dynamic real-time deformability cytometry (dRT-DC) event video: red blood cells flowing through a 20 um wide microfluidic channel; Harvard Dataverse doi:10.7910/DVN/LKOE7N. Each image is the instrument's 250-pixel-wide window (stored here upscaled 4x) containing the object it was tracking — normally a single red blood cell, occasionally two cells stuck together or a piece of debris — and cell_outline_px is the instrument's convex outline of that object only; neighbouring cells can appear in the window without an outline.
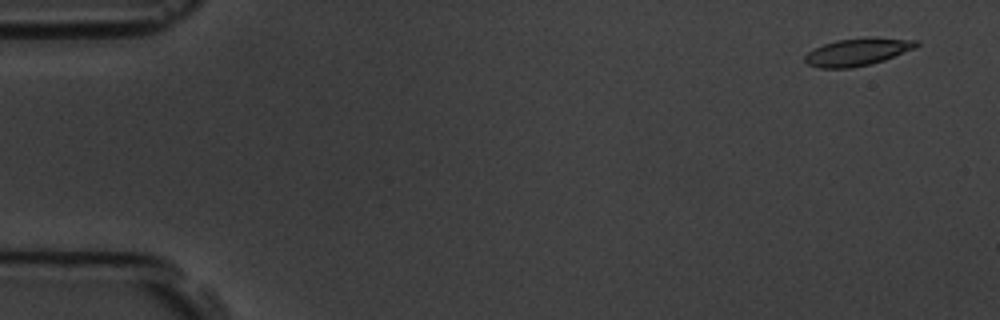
{"species": "common noctule bat (a hibernating species)", "species_latin": "Nyctalus noctula", "temperature_condition": "room temperature", "stored_images_in_passage": 5, "camera_frame_rate_fps": 3000, "um_per_image_px": 0.085, "animal": {"sex": "male", "body_mass_g": 19.5, "forearm_length_mm": 54.6}, "frame": {"image": 1, "passage_image": 1, "time_ms": 0.0, "image_size_px": [1000, 320], "cell_outline_px": [[920, 44], [916, 48], [884, 60], [852, 68], [820, 68], [808, 64], [804, 60], [804, 56], [808, 52], [824, 44], [836, 40], [872, 36], [876, 36], [920, 40]], "centroid_in_image_um": [72.95, 4.39], "position_along_channel_um": 12.0, "area_um2": 18.09}}
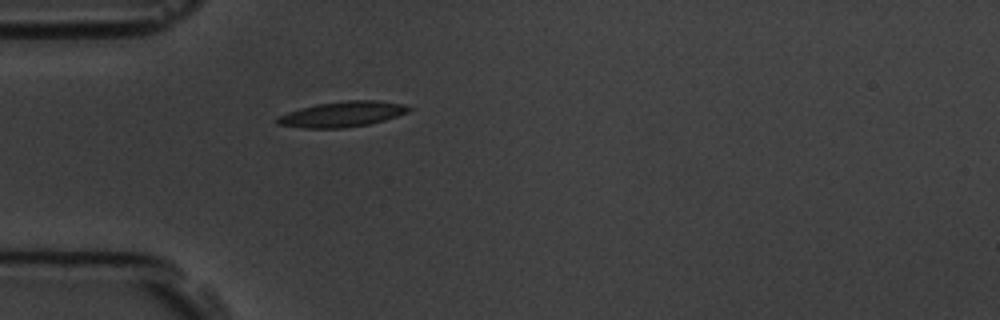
{"frame": {"image": 2, "passage_image": 5, "time_ms": 4.333, "image_size_px": [1000, 320], "cell_outline_px": [[412, 108], [408, 112], [384, 120], [368, 124], [344, 128], [304, 128], [276, 124], [276, 116], [300, 108], [316, 104], [348, 100], [376, 100], [404, 104]], "centroid_in_image_um": [29.07, 9.7], "position_along_channel_um": 55.9, "area_um2": 19.48}}